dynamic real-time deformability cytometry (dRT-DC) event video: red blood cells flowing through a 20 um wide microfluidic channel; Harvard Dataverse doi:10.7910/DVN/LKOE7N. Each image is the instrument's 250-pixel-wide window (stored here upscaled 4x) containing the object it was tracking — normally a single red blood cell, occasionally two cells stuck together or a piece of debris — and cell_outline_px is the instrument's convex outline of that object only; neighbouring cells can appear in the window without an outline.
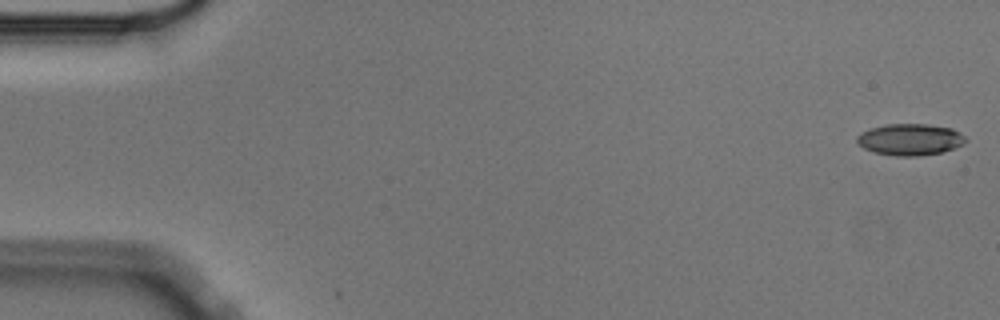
{"species": "Egyptian fruit bat (a non-hibernating species)", "species_latin": "Rousettus aegyptiacus", "temperature_condition": "cold", "stored_images_in_passage": 56, "camera_frame_rate_fps": 3000, "um_per_image_px": 0.085, "animal": {"sex": "male"}, "frame": {"image": 1, "passage_image": 1, "time_ms": 0.0, "image_size_px": [1000, 320], "cell_outline_px": [[968, 140], [964, 144], [940, 152], [916, 156], [896, 156], [872, 152], [864, 148], [856, 140], [856, 136], [860, 132], [868, 128], [884, 124], [928, 124], [952, 128], [960, 132]], "centroid_in_image_um": [77.33, 11.84], "position_along_channel_um": 7.7, "area_um2": 20.11}}
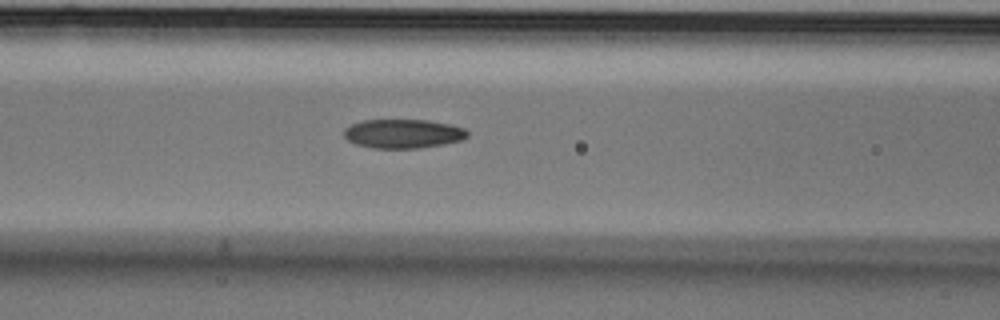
{"frame": {"image": 2, "passage_image": 23, "time_ms": 7.333, "image_size_px": [1000, 320], "cell_outline_px": [[468, 136], [460, 140], [444, 144], [420, 148], [372, 148], [356, 144], [348, 140], [344, 136], [344, 128], [360, 120], [428, 120], [448, 124], [464, 128], [468, 132]], "centroid_in_image_um": [34.24, 11.36], "position_along_channel_um": 132.4, "area_um2": 20.87}}
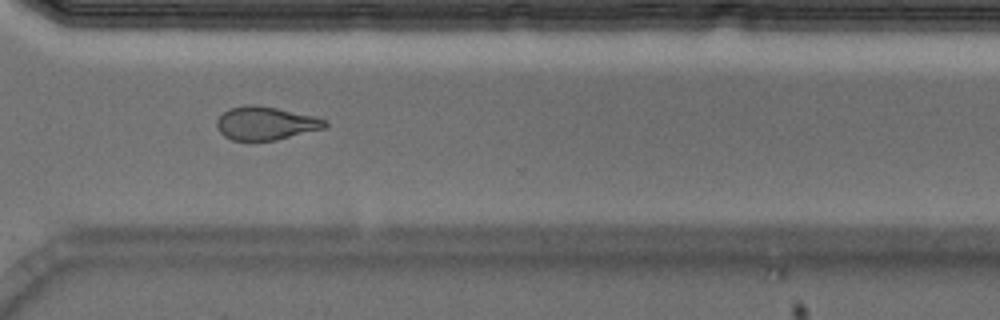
{"frame": {"image": 3, "passage_image": 41, "time_ms": 13.333, "image_size_px": [1000, 320], "cell_outline_px": [[328, 124], [324, 128], [276, 140], [232, 140], [224, 136], [220, 132], [216, 124], [216, 120], [224, 112], [232, 108], [248, 104], [252, 104], [276, 108], [312, 116], [328, 120]], "centroid_in_image_um": [22.57, 10.48], "position_along_channel_um": 348.0, "area_um2": 20.69}, "authors_computed_cell_mechanics": {"area_um2": 21.2126, "velocity_mm_per_s": 3.5913, "shape_relaxation_time_tau1_ms": 6.1988, "shape_relaxation_time_tau2_ms": 2.8728, "deformation_change_tau1": 0.1237, "deformation_change_tau2": 0.0889}}